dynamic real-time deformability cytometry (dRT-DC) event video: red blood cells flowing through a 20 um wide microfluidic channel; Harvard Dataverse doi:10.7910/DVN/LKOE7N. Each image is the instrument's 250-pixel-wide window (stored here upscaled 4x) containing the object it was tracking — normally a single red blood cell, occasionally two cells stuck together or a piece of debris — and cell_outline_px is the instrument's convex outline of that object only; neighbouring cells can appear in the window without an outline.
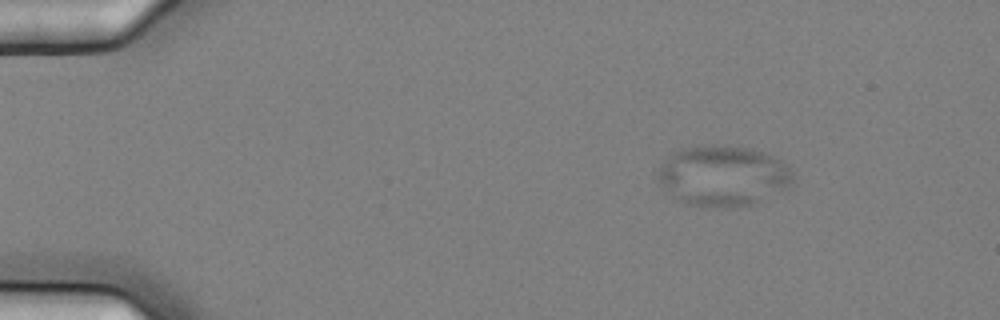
{"species": "common noctule bat (a hibernating species)", "species_latin": "Nyctalus noctula", "temperature_condition": "cold", "stored_images_in_passage": 6, "camera_frame_rate_fps": 3000, "um_per_image_px": 0.085, "animal": {"sex": "female", "body_mass_g": 25.1}, "frame": {"image": 1, "passage_image": 1, "time_ms": 0.0, "image_size_px": [1000, 320], "cell_outline_px": [[792, 180], [788, 188], [756, 204], [732, 208], [716, 208], [688, 204], [672, 196], [660, 184], [656, 176], [660, 164], [672, 152], [680, 148], [752, 148], [764, 152], [788, 164], [792, 168]], "centroid_in_image_um": [61.48, 15.0], "position_along_channel_um": 23.5, "area_um2": 47.4}}
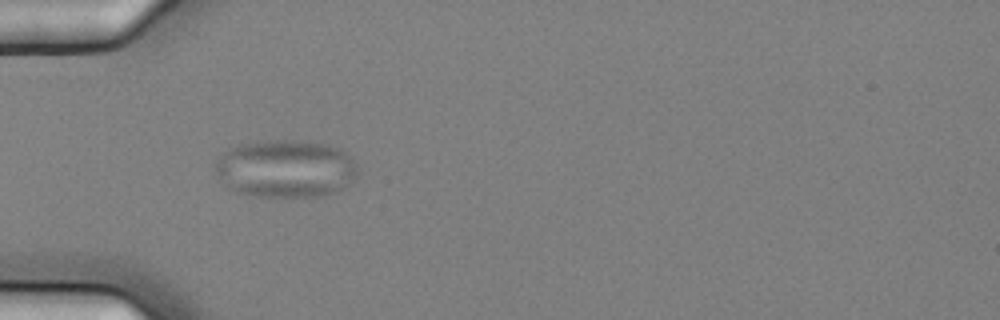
{"frame": {"image": 2, "passage_image": 4, "time_ms": 1.0, "image_size_px": [1000, 320], "cell_outline_px": [[356, 176], [344, 188], [320, 196], [256, 196], [240, 192], [228, 188], [224, 184], [216, 172], [212, 164], [228, 148], [240, 144], [256, 140], [292, 140], [328, 144], [340, 148], [352, 156], [356, 164]], "centroid_in_image_um": [24.26, 14.31], "position_along_channel_um": 60.7, "area_um2": 48.21}}
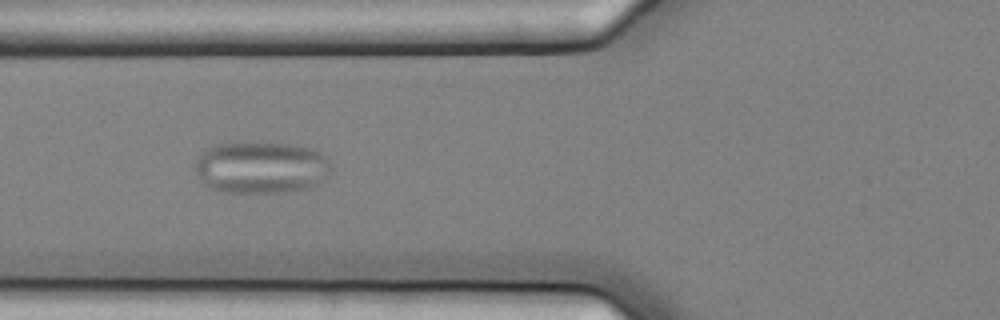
{"frame": {"image": 3, "passage_image": 5, "time_ms": 1.333, "image_size_px": [1000, 320], "cell_outline_px": [[332, 172], [320, 184], [312, 188], [284, 192], [224, 192], [208, 188], [204, 184], [196, 172], [196, 164], [200, 156], [208, 148], [216, 144], [232, 140], [288, 144], [312, 148], [328, 156], [332, 168]], "centroid_in_image_um": [22.25, 14.21], "position_along_channel_um": 103.5, "area_um2": 42.19}}